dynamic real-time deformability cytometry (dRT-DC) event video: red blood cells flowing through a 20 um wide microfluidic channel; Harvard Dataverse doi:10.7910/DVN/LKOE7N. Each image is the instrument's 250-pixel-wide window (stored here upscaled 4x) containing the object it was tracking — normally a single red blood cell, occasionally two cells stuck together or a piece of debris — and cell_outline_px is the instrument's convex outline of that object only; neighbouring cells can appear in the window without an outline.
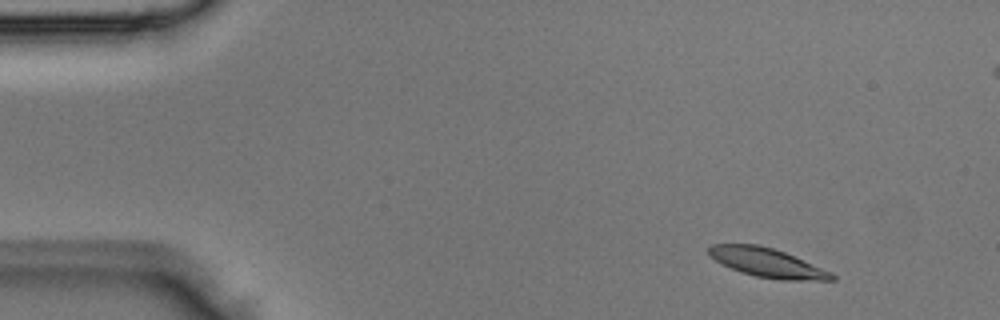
{"species": "Egyptian fruit bat (a non-hibernating species)", "species_latin": "Rousettus aegyptiacus", "temperature_condition": "room temperature", "stored_images_in_passage": 5, "camera_frame_rate_fps": 3000, "um_per_image_px": 0.085, "animal": {"sex": "male"}, "frame": {"image": 1, "passage_image": 2, "time_ms": 0.333, "image_size_px": [1000, 320], "cell_outline_px": [[836, 280], [784, 280], [756, 276], [740, 272], [720, 264], [708, 252], [708, 248], [712, 244], [756, 244], [772, 248], [784, 252], [832, 272], [836, 276]], "centroid_in_image_um": [65.21, 22.33], "position_along_channel_um": 19.8, "area_um2": 20.63}}